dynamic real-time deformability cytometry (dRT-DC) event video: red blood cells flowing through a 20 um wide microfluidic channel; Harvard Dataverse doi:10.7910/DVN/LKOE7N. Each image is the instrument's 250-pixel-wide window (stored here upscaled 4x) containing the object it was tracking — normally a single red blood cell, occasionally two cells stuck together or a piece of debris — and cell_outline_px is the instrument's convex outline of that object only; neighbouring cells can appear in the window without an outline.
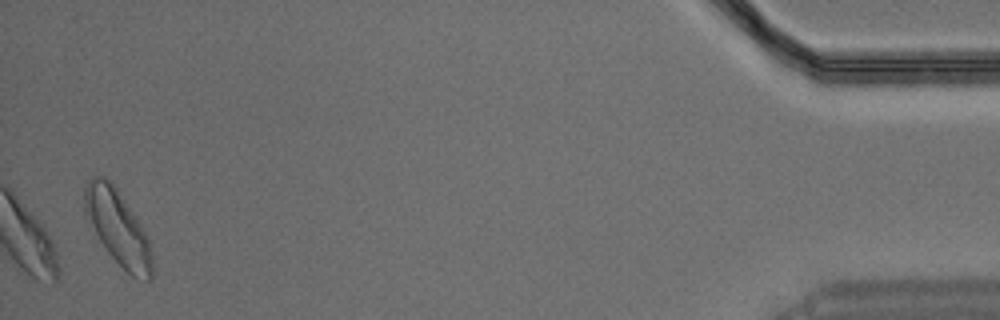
{"species": "Egyptian fruit bat (a non-hibernating species)", "species_latin": "Rousettus aegyptiacus", "temperature_condition": "warm", "stored_images_in_passage": 36, "camera_frame_rate_fps": 3000, "um_per_image_px": 0.085, "animal": {"sex": "male"}, "frame": {"image": 1, "passage_image": 36, "time_ms": 11.667, "image_size_px": [1000, 320], "cell_outline_px": [[156, 272], [152, 280], [148, 280], [132, 276], [108, 252], [84, 216], [84, 188], [88, 180], [92, 176], [104, 176], [116, 188], [132, 212], [144, 232], [148, 240]], "centroid_in_image_um": [10.01, 19.37], "position_along_channel_um": 425.2, "area_um2": 29.07}}